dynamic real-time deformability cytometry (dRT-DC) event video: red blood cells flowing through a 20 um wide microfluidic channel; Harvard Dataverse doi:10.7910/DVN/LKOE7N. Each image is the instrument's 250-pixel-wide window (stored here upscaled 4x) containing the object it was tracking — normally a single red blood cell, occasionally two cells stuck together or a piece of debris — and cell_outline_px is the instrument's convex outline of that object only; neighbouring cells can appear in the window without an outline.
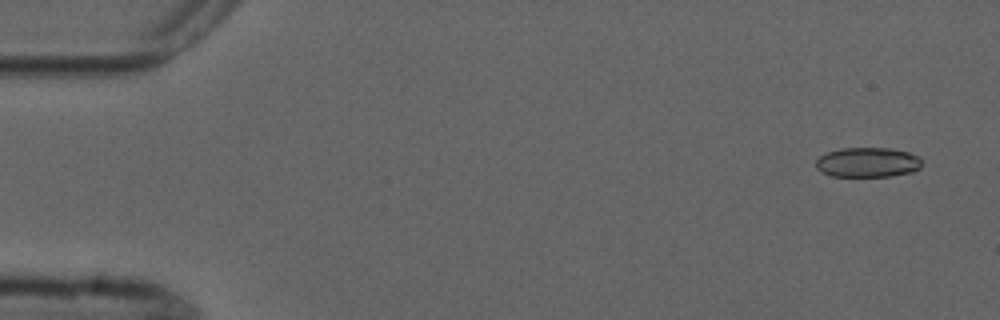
{"species": "common noctule bat (a hibernating species)", "species_latin": "Nyctalus noctula", "temperature_condition": "cold", "stored_images_in_passage": 6, "camera_frame_rate_fps": 3000, "um_per_image_px": 0.085, "animal": {"sex": "male", "forearm_length_mm": 52.5}, "frame": {"image": 1, "passage_image": 1, "time_ms": 0.0, "image_size_px": [1000, 320], "cell_outline_px": [[920, 168], [912, 172], [892, 176], [832, 176], [820, 172], [816, 168], [816, 160], [820, 156], [828, 152], [840, 148], [892, 148], [908, 152], [920, 156]], "centroid_in_image_um": [73.75, 13.8], "position_along_channel_um": 11.3, "area_um2": 18.5}}
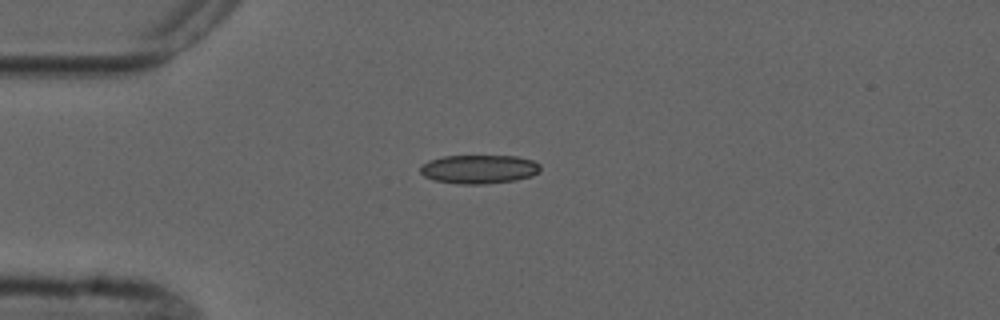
{"frame": {"image": 2, "passage_image": 4, "time_ms": 3.667, "image_size_px": [1000, 320], "cell_outline_px": [[540, 172], [532, 176], [516, 180], [484, 184], [460, 184], [436, 180], [424, 176], [420, 172], [420, 164], [428, 160], [444, 156], [516, 156], [532, 160], [540, 164]], "centroid_in_image_um": [40.72, 14.38], "position_along_channel_um": 44.3, "area_um2": 20.23}}
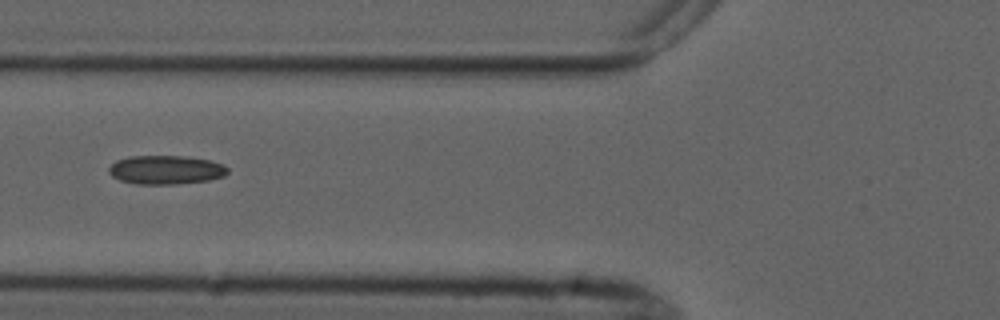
{"frame": {"image": 3, "passage_image": 6, "time_ms": 6.0, "image_size_px": [1000, 320], "cell_outline_px": [[228, 172], [224, 176], [208, 180], [176, 184], [136, 184], [120, 180], [112, 176], [108, 172], [108, 168], [116, 160], [128, 156], [184, 156], [208, 160], [224, 164], [228, 168]], "centroid_in_image_um": [14.08, 14.43], "position_along_channel_um": 111.7, "area_um2": 20.0}}